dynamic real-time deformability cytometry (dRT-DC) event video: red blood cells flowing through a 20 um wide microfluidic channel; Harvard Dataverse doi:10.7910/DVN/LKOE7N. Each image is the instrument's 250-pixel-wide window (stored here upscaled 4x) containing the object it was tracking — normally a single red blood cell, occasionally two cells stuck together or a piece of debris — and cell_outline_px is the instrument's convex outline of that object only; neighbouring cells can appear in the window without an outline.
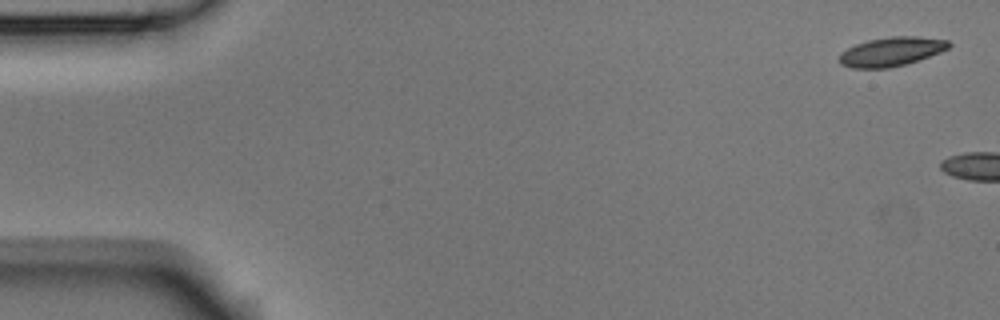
{"species": "Egyptian fruit bat (a non-hibernating species)", "species_latin": "Rousettus aegyptiacus", "temperature_condition": "room temperature", "stored_images_in_passage": 2, "camera_frame_rate_fps": 3000, "um_per_image_px": 0.085, "animal": {"sex": "male"}, "frame": {"image": 1, "passage_image": 1, "time_ms": 0.0, "image_size_px": [1000, 320], "cell_outline_px": [[952, 44], [948, 48], [940, 52], [904, 64], [888, 68], [852, 68], [840, 64], [840, 52], [856, 44], [868, 40], [892, 36], [916, 36], [948, 40]], "centroid_in_image_um": [75.75, 4.38], "position_along_channel_um": 9.3, "area_um2": 18.32}}